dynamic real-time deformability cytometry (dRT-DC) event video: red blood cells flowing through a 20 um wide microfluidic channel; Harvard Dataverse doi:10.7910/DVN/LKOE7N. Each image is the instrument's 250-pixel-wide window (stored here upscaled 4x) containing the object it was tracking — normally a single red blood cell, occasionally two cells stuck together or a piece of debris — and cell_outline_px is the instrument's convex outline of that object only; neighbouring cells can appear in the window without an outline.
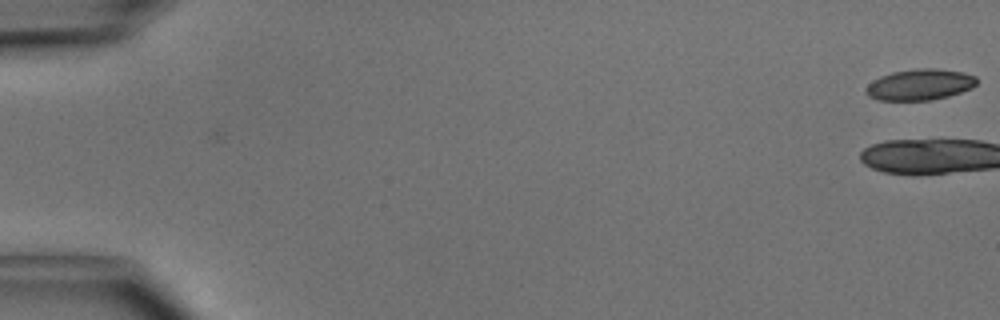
{"species": "common noctule bat (a hibernating species)", "species_latin": "Nyctalus noctula", "temperature_condition": "cold", "stored_images_in_passage": 17, "camera_frame_rate_fps": 3000, "um_per_image_px": 0.085, "animal": {"sex": "male", "body_mass_g": 15.6}, "frame": {"image": 1, "passage_image": 1, "time_ms": 0.0, "image_size_px": [1000, 320], "cell_outline_px": [[976, 84], [972, 88], [948, 96], [932, 100], [876, 100], [868, 96], [864, 92], [864, 88], [872, 80], [880, 76], [892, 72], [916, 68], [936, 68], [964, 72], [976, 76]], "centroid_in_image_um": [78.15, 7.19], "position_along_channel_um": 6.8, "area_um2": 20.29}}